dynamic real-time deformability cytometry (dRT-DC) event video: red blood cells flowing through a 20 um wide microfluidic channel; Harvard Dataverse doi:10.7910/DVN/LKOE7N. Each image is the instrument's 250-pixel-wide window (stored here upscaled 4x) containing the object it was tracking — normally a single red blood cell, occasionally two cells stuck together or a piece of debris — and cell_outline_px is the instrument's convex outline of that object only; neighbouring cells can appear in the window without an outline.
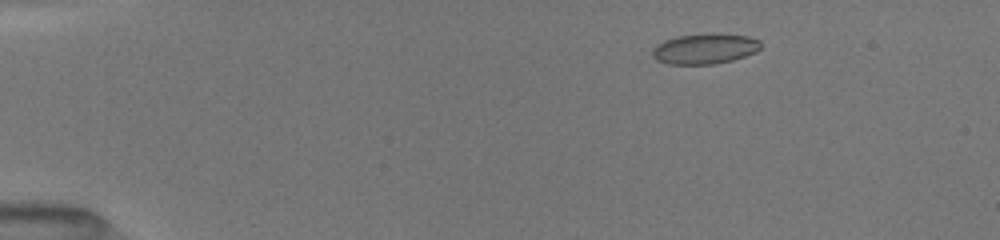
{"species": "common noctule bat (a hibernating species)", "species_latin": "Nyctalus noctula", "temperature_condition": "room temperature", "stored_images_in_passage": 25, "camera_frame_rate_fps": 3000, "um_per_image_px": 0.085, "animal": {"sex": "female", "body_mass_g": 19.5, "forearm_length_mm": 54.1}, "frame": {"image": 1, "passage_image": 8, "time_ms": 2.667, "image_size_px": [1000, 240], "cell_outline_px": [[760, 48], [756, 52], [732, 60], [716, 64], [668, 64], [656, 60], [652, 56], [652, 48], [656, 44], [664, 40], [676, 36], [748, 36], [760, 40]], "centroid_in_image_um": [59.85, 4.19], "position_along_channel_um": 25.2, "area_um2": 18.5}}
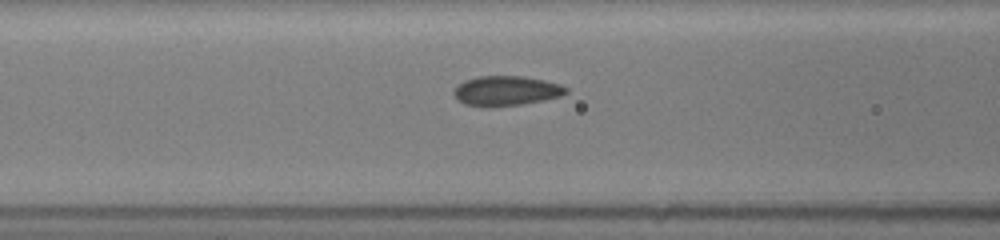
{"frame": {"image": 2, "passage_image": 20, "time_ms": 7.333, "image_size_px": [1000, 240], "cell_outline_px": [[568, 92], [560, 96], [544, 100], [520, 104], [492, 108], [488, 108], [464, 104], [456, 100], [452, 92], [456, 84], [464, 80], [476, 76], [524, 76], [544, 80], [560, 84], [568, 88]], "centroid_in_image_um": [42.96, 7.73], "position_along_channel_um": 123.6, "area_um2": 19.94}}
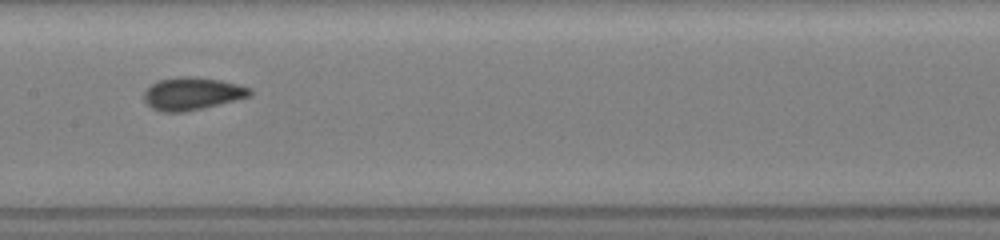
{"frame": {"image": 3, "passage_image": 23, "time_ms": 9.0, "image_size_px": [1000, 240], "cell_outline_px": [[252, 96], [204, 108], [184, 112], [160, 112], [152, 108], [144, 100], [144, 92], [156, 80], [180, 76], [192, 76], [220, 80], [252, 88]], "centroid_in_image_um": [16.34, 7.96], "position_along_channel_um": 191.1, "area_um2": 20.29}}